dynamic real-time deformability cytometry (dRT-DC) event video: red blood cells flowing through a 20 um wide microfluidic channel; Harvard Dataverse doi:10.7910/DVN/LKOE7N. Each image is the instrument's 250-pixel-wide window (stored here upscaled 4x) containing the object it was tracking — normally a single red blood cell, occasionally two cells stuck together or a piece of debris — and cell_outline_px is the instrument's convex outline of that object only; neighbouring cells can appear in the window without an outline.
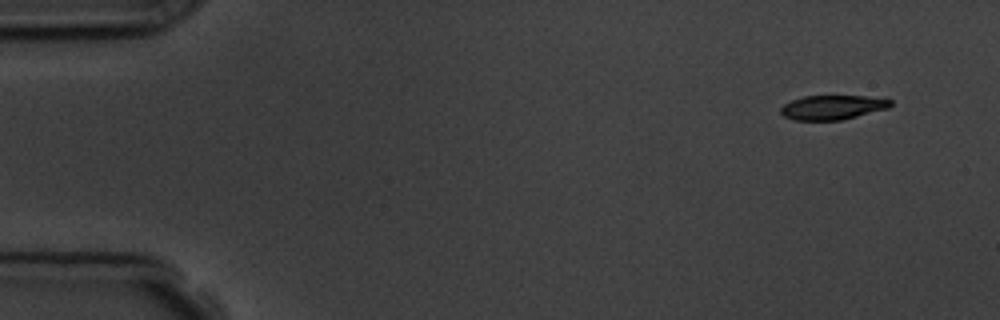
{"species": "common noctule bat (a hibernating species)", "species_latin": "Nyctalus noctula", "temperature_condition": "room temperature", "stored_images_in_passage": 8, "camera_frame_rate_fps": 3000, "um_per_image_px": 0.085, "animal": {"sex": "male", "body_mass_g": 19.5, "forearm_length_mm": 54.6}, "frame": {"image": 1, "passage_image": 1, "time_ms": 0.0, "image_size_px": [1000, 320], "cell_outline_px": [[892, 104], [888, 108], [840, 120], [796, 120], [784, 116], [780, 112], [780, 108], [784, 104], [792, 100], [804, 96], [864, 96], [892, 100]], "centroid_in_image_um": [70.74, 9.12], "position_along_channel_um": 14.3, "area_um2": 15.37}}
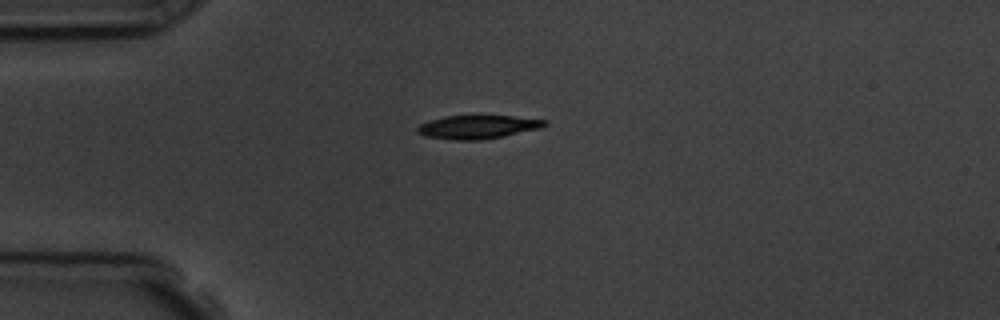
{"frame": {"image": 2, "passage_image": 4, "time_ms": 3.333, "image_size_px": [1000, 320], "cell_outline_px": [[548, 124], [540, 128], [504, 136], [480, 140], [452, 140], [424, 136], [416, 132], [416, 128], [420, 124], [428, 120], [444, 116], [512, 116], [548, 120]], "centroid_in_image_um": [40.58, 10.79], "position_along_channel_um": 44.4, "area_um2": 17.51}}